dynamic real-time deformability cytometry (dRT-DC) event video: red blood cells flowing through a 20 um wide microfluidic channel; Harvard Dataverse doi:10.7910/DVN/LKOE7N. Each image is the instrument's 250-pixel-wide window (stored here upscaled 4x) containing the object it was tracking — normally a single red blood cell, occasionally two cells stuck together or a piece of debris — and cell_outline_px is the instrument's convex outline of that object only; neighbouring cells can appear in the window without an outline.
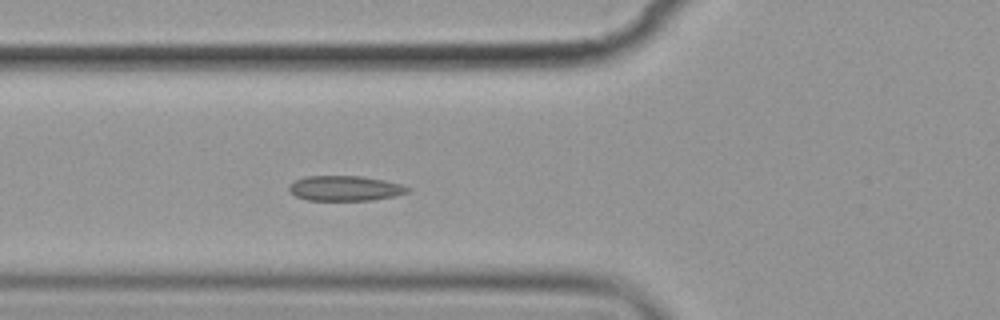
{"species": "common noctule bat (a hibernating species)", "species_latin": "Nyctalus noctula", "temperature_condition": "cold", "stored_images_in_passage": 2, "camera_frame_rate_fps": 3000, "um_per_image_px": 0.085, "animal": {"sex": "female", "body_mass_g": 19.9}, "frame": {"image": 1, "passage_image": 2, "time_ms": 1.0, "image_size_px": [1000, 320], "cell_outline_px": [[412, 188], [408, 192], [392, 196], [372, 200], [308, 200], [296, 196], [288, 192], [288, 184], [304, 176], [360, 176], [384, 180], [400, 184]], "centroid_in_image_um": [29.28, 16.0], "position_along_channel_um": 96.5, "area_um2": 17.34}}